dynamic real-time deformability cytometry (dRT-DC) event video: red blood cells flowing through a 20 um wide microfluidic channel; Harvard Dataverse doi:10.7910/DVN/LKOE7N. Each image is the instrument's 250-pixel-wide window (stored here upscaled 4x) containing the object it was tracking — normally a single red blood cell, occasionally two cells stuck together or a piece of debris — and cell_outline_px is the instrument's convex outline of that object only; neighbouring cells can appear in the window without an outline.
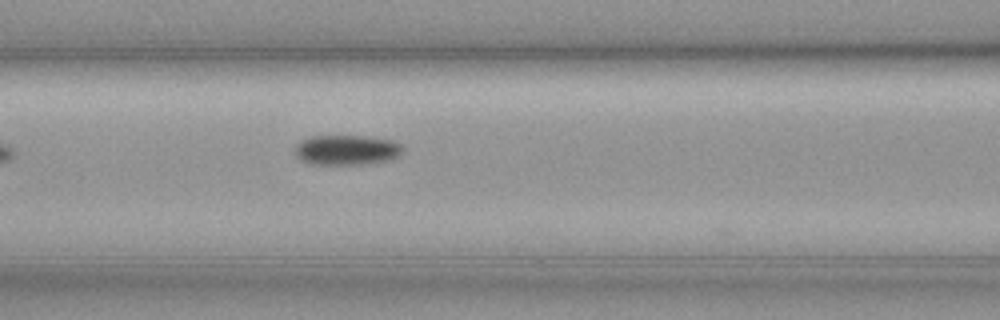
{"species": "common noctule bat (a hibernating species)", "species_latin": "Nyctalus noctula", "temperature_condition": "cold", "stored_images_in_passage": 27, "camera_frame_rate_fps": 3000, "um_per_image_px": 0.085, "animal": {"sex": "female", "body_mass_g": 19.3, "forearm_length_mm": 54.1}, "frame": {"image": 1, "passage_image": 10, "time_ms": 3.0, "image_size_px": [1000, 320], "cell_outline_px": [[400, 152], [396, 156], [388, 160], [360, 164], [312, 164], [300, 160], [296, 156], [296, 144], [300, 140], [308, 136], [364, 136], [392, 140], [400, 144]], "centroid_in_image_um": [29.38, 12.73], "position_along_channel_um": 137.2, "area_um2": 18.61}}
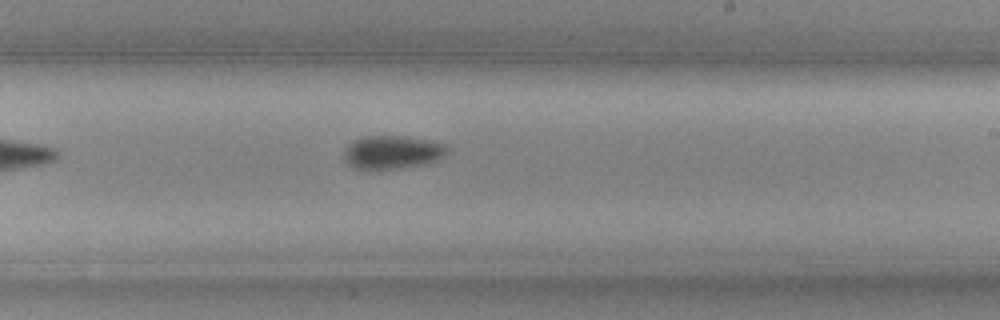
{"frame": {"image": 2, "passage_image": 20, "time_ms": 6.333, "image_size_px": [1000, 320], "cell_outline_px": [[448, 148], [436, 160], [424, 164], [380, 172], [356, 168], [348, 164], [344, 160], [344, 148], [352, 140], [364, 136], [400, 136], [428, 140], [444, 144]], "centroid_in_image_um": [33.24, 12.97], "position_along_channel_um": 255.8, "area_um2": 20.35}}
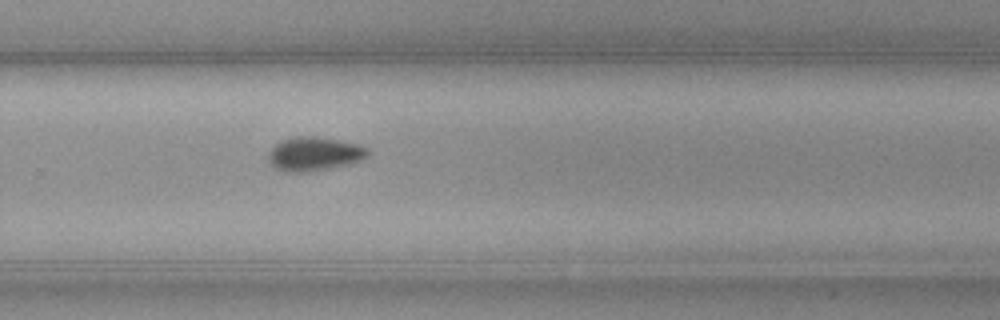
{"frame": {"image": 3, "passage_image": 24, "time_ms": 7.667, "image_size_px": [1000, 320], "cell_outline_px": [[368, 156], [352, 164], [328, 168], [300, 172], [288, 172], [276, 168], [268, 160], [268, 152], [280, 140], [296, 136], [316, 136], [340, 140], [360, 144], [368, 148]], "centroid_in_image_um": [26.73, 13.06], "position_along_channel_um": 303.1, "area_um2": 19.65}}